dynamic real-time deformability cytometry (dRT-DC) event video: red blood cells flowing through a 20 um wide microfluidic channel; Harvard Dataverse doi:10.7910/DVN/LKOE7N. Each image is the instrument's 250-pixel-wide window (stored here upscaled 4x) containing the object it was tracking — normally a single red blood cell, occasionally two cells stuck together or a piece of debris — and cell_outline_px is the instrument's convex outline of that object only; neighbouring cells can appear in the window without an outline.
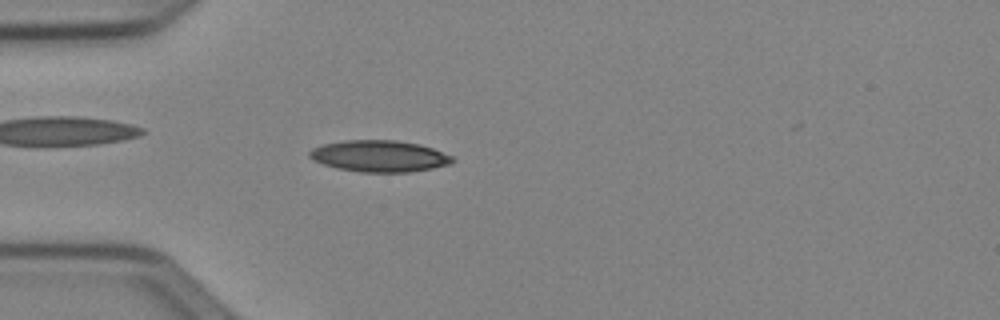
{"species": "Egyptian fruit bat (a non-hibernating species)", "species_latin": "Rousettus aegyptiacus", "temperature_condition": "cold", "stored_images_in_passage": 39, "camera_frame_rate_fps": 3000, "um_per_image_px": 0.085, "animal": {"sex": "female"}, "frame": {"image": 1, "passage_image": 8, "time_ms": 2.333, "image_size_px": [1000, 320], "cell_outline_px": [[456, 160], [452, 164], [432, 168], [408, 172], [360, 172], [336, 168], [312, 160], [308, 156], [308, 152], [312, 148], [324, 144], [344, 140], [396, 140], [420, 144], [432, 148], [452, 156]], "centroid_in_image_um": [32.24, 13.27], "position_along_channel_um": 52.8, "area_um2": 26.36}}
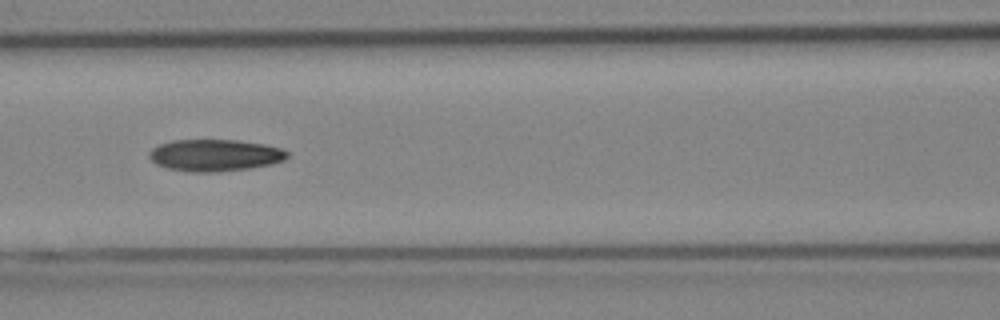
{"frame": {"image": 2, "passage_image": 16, "time_ms": 5.0, "image_size_px": [1000, 320], "cell_outline_px": [[288, 156], [284, 160], [272, 164], [248, 168], [220, 172], [188, 172], [168, 168], [156, 164], [148, 156], [148, 152], [152, 148], [160, 144], [172, 140], [236, 140], [264, 144], [280, 148], [288, 152]], "centroid_in_image_um": [18.25, 13.2], "position_along_channel_um": 148.4, "area_um2": 25.66}}
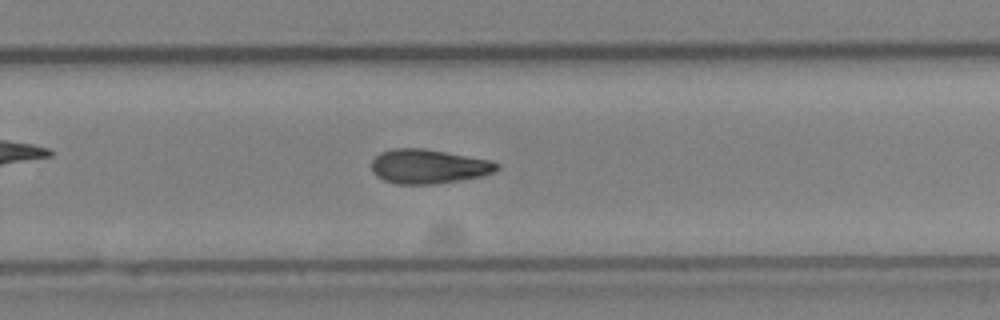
{"frame": {"image": 3, "passage_image": 27, "time_ms": 8.667, "image_size_px": [1000, 320], "cell_outline_px": [[500, 168], [492, 172], [480, 176], [432, 184], [396, 184], [384, 180], [376, 176], [372, 172], [372, 160], [380, 152], [392, 148], [424, 148], [492, 160], [500, 164]], "centroid_in_image_um": [36.4, 14.13], "position_along_channel_um": 293.4, "area_um2": 25.03}, "authors_computed_cell_mechanics": {"area_um2": 24.9118, "velocity_mm_per_s": 3.9828, "shape_relaxation_time_tau1_ms": 4.8708, "shape_relaxation_time_tau2_ms": null, "deformation_change_tau1": 0.1281, "deformation_change_tau2": null}}